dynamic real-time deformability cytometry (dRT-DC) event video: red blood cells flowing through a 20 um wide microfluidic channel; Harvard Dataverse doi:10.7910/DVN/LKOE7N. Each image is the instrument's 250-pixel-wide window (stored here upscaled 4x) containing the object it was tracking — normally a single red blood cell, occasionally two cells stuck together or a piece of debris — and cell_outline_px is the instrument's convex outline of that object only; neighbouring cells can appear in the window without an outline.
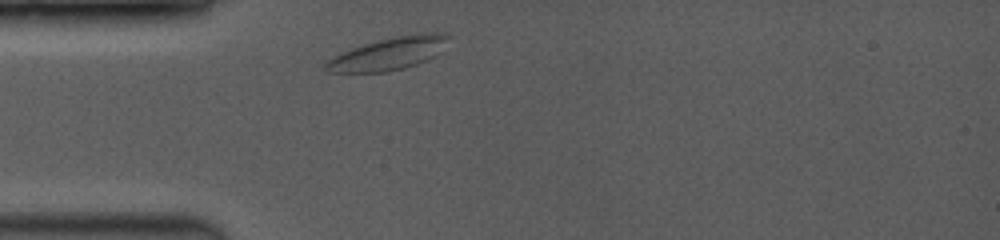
{"species": "common noctule bat (a hibernating species)", "species_latin": "Nyctalus noctula", "temperature_condition": "room temperature", "stored_images_in_passage": 6, "camera_frame_rate_fps": 3500, "um_per_image_px": 0.085, "animal": {"sex": "female", "body_mass_g": 19.0, "forearm_length_mm": 53.3}, "frame": {"image": 1, "passage_image": 1, "time_ms": 0.0, "image_size_px": [1000, 240], "cell_outline_px": [[452, 36], [432, 56], [416, 64], [404, 68], [384, 72], [328, 72], [324, 68], [324, 60], [332, 56], [352, 48], [376, 40], [396, 36], [420, 32], [448, 32]], "centroid_in_image_um": [32.99, 4.54], "position_along_channel_um": 52.0, "area_um2": 23.24}}
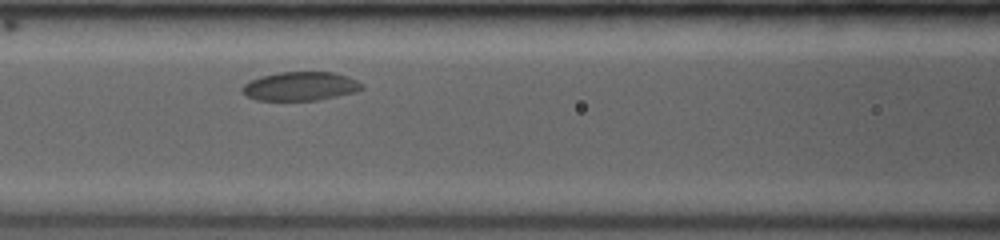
{"frame": {"image": 2, "passage_image": 6, "time_ms": 2.571, "image_size_px": [1000, 240], "cell_outline_px": [[364, 88], [356, 92], [316, 100], [256, 100], [248, 96], [240, 88], [244, 84], [260, 76], [280, 72], [332, 72], [348, 76], [364, 84]], "centroid_in_image_um": [25.56, 7.32], "position_along_channel_um": 141.0, "area_um2": 20.0}}